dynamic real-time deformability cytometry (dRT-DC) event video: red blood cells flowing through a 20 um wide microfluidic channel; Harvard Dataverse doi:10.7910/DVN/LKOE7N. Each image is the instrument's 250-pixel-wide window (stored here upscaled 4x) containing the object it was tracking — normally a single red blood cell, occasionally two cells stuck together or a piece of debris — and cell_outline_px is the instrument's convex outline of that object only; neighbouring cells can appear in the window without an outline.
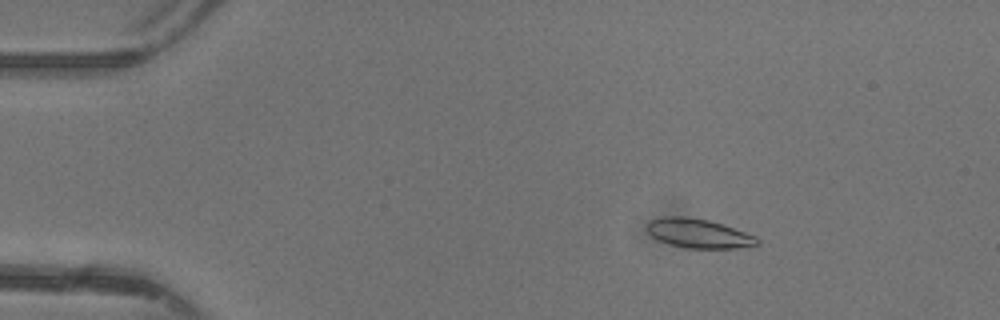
{"species": "common noctule bat (a hibernating species)", "species_latin": "Nyctalus noctula", "temperature_condition": "warm", "stored_images_in_passage": 47, "camera_frame_rate_fps": 3000, "um_per_image_px": 0.085, "animal": {"sex": "female"}, "frame": {"image": 1, "passage_image": 7, "time_ms": 2.0, "image_size_px": [1000, 320], "cell_outline_px": [[760, 244], [736, 248], [684, 248], [668, 244], [652, 236], [648, 232], [648, 224], [652, 220], [664, 216], [684, 216], [708, 220], [724, 224], [756, 236], [760, 240]], "centroid_in_image_um": [59.41, 19.84], "position_along_channel_um": 25.6, "area_um2": 18.73}}
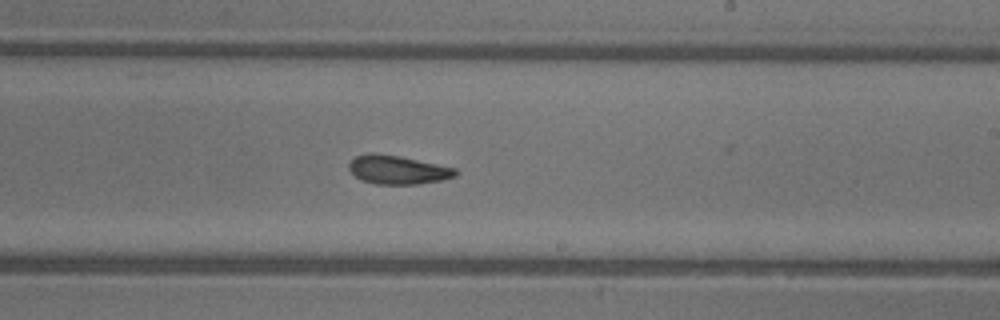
{"frame": {"image": 2, "passage_image": 28, "time_ms": 9.0, "image_size_px": [1000, 320], "cell_outline_px": [[460, 172], [456, 176], [440, 180], [416, 184], [376, 184], [360, 180], [348, 168], [348, 164], [356, 156], [372, 152], [400, 156], [456, 168]], "centroid_in_image_um": [33.81, 14.43], "position_along_channel_um": 255.2, "area_um2": 17.8}}
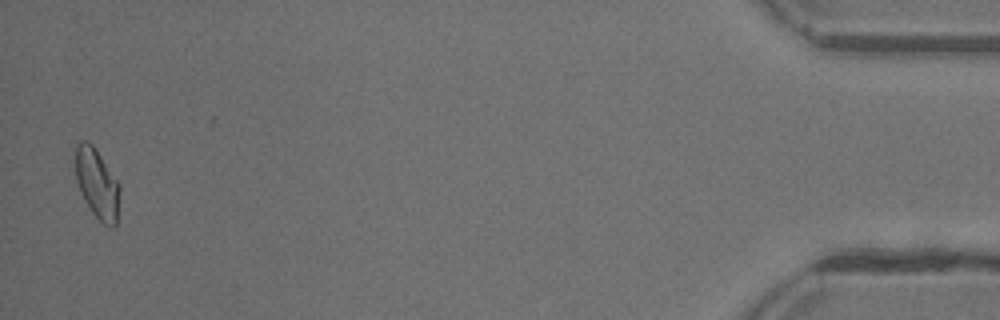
{"frame": {"image": 3, "passage_image": 46, "time_ms": 15.0, "image_size_px": [1000, 320], "cell_outline_px": [[120, 192], [116, 228], [108, 228], [92, 212], [84, 200], [80, 192], [76, 180], [76, 144], [80, 140], [88, 140], [92, 144], [120, 184]], "centroid_in_image_um": [8.27, 15.64], "position_along_channel_um": 426.9, "area_um2": 18.15}, "authors_computed_cell_mechanics": {"area_um2": 18.2648, "velocity_mm_per_s": 4.3948, "shape_relaxation_time_tau1_ms": 5.3826, "shape_relaxation_time_tau2_ms": 3.2267, "deformation_change_tau1": 0.1439, "deformation_change_tau2": 0.0987}}